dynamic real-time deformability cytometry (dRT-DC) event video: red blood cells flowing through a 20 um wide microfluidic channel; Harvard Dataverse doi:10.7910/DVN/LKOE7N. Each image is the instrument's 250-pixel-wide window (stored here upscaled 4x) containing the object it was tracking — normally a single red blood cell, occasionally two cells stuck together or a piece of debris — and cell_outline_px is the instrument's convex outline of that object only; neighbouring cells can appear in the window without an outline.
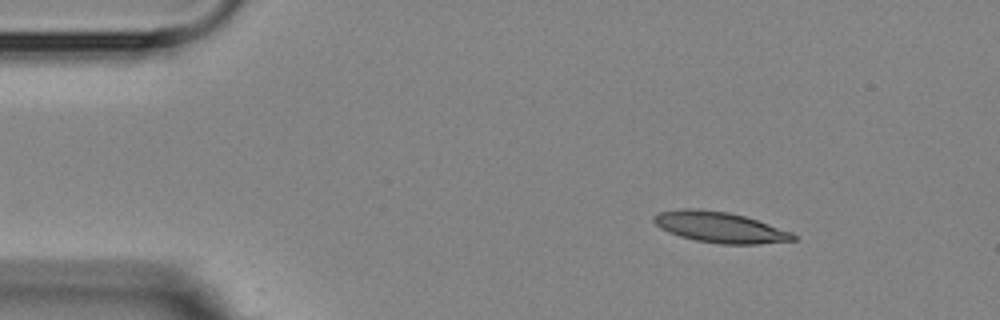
{"species": "Egyptian fruit bat (a non-hibernating species)", "species_latin": "Rousettus aegyptiacus", "temperature_condition": "room temperature", "stored_images_in_passage": 3, "camera_frame_rate_fps": 3000, "um_per_image_px": 0.085, "animal": {"sex": "female"}, "frame": {"image": 1, "passage_image": 1, "time_ms": 0.0, "image_size_px": [1000, 320], "cell_outline_px": [[796, 240], [760, 244], [720, 244], [696, 240], [680, 236], [668, 232], [660, 228], [652, 220], [652, 216], [660, 212], [680, 208], [700, 208], [728, 212], [744, 216], [792, 232], [796, 236]], "centroid_in_image_um": [61.16, 19.31], "position_along_channel_um": 23.8, "area_um2": 25.03}}